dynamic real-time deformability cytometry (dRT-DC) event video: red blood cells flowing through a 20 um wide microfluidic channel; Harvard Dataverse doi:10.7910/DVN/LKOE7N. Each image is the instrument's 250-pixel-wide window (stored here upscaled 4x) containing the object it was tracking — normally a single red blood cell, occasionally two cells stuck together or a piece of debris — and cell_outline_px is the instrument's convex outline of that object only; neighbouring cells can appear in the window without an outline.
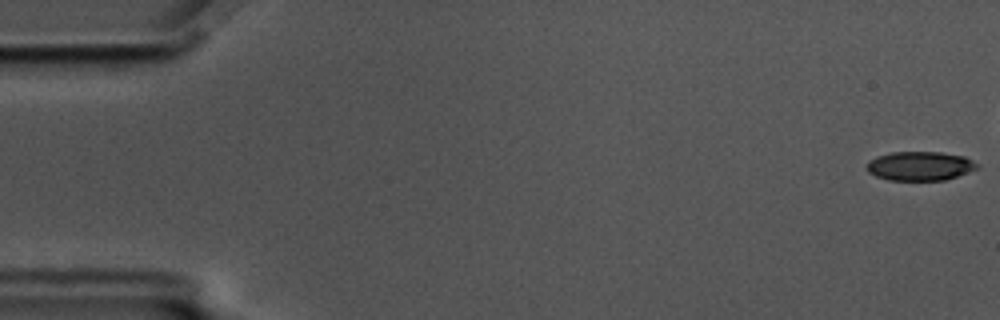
{"species": "common noctule bat (a hibernating species)", "species_latin": "Nyctalus noctula", "temperature_condition": "cold", "stored_images_in_passage": 50, "camera_frame_rate_fps": 3000, "um_per_image_px": 0.085, "animal": {"sex": "male", "body_mass_g": 17.5, "forearm_length_mm": 52.3}, "frame": {"image": 1, "passage_image": 1, "time_ms": 0.0, "image_size_px": [1000, 320], "cell_outline_px": [[980, 168], [944, 180], [888, 180], [876, 176], [868, 172], [864, 168], [876, 156], [892, 152], [940, 152], [964, 156], [980, 164]], "centroid_in_image_um": [78.21, 14.11], "position_along_channel_um": 6.8, "area_um2": 18.73}}
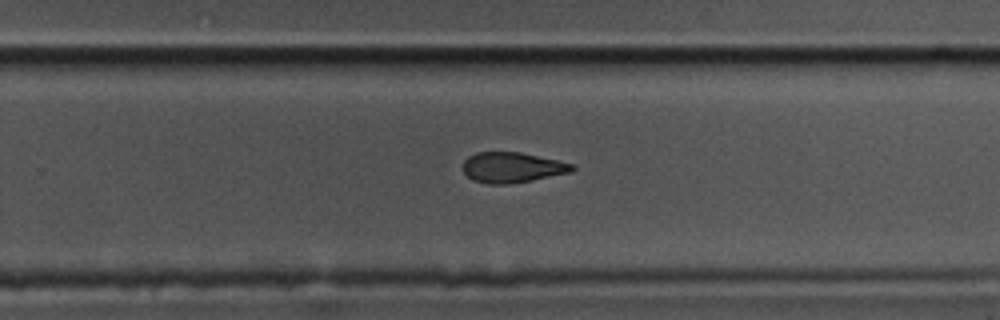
{"frame": {"image": 2, "passage_image": 37, "time_ms": 12.0, "image_size_px": [1000, 320], "cell_outline_px": [[576, 168], [572, 172], [512, 184], [488, 184], [472, 180], [464, 172], [464, 160], [468, 156], [476, 152], [520, 152], [556, 160], [572, 164]], "centroid_in_image_um": [43.52, 14.24], "position_along_channel_um": 286.3, "area_um2": 19.31}}
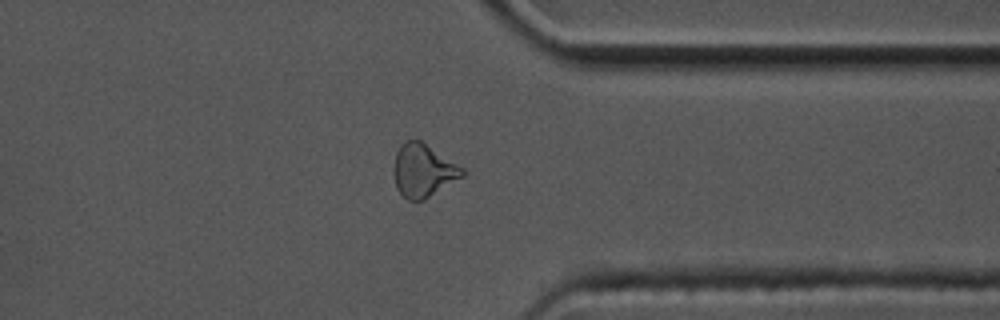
{"frame": {"image": 3, "passage_image": 45, "time_ms": 14.667, "image_size_px": [1000, 320], "cell_outline_px": [[464, 176], [424, 200], [408, 200], [396, 188], [392, 172], [396, 152], [400, 144], [404, 140], [420, 140], [464, 168]], "centroid_in_image_um": [35.95, 14.49], "position_along_channel_um": 375.5, "area_um2": 21.27}, "authors_computed_cell_mechanics": {"area_um2": 20.4034, "velocity_mm_per_s": 3.5077, "shape_relaxation_time_tau1_ms": null, "shape_relaxation_time_tau2_ms": 6.2152, "deformation_change_tau1": null, "deformation_change_tau2": 0.1396}}